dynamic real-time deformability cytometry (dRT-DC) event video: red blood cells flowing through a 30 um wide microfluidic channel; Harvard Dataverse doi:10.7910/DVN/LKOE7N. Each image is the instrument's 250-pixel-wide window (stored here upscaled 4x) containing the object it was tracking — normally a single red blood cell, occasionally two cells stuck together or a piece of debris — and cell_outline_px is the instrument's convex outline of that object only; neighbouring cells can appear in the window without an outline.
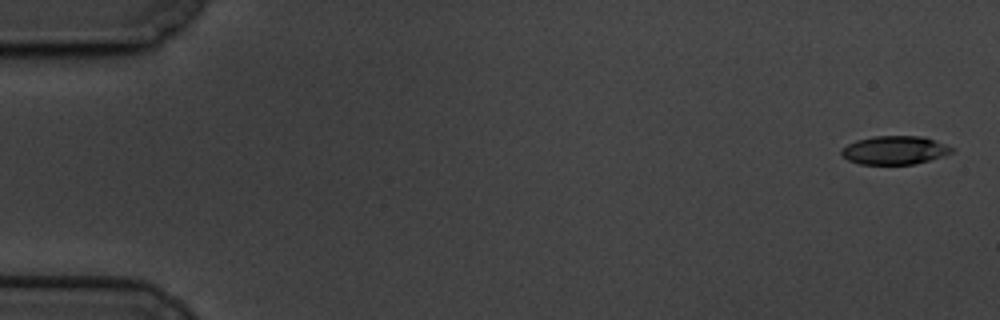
{"species": "common noctule bat (a hibernating species)", "species_latin": "Nyctalus noctula", "temperature_condition": "cold", "stored_images_in_passage": 55, "camera_frame_rate_fps": 3000, "um_per_image_px": 0.085, "animal": {"sex": "male", "body_mass_g": 19.5, "forearm_length_mm": 54.6}, "frame": {"image": 1, "passage_image": 1, "time_ms": 0.0, "image_size_px": [1000, 320], "cell_outline_px": [[956, 148], [952, 152], [944, 156], [912, 164], [860, 164], [848, 160], [840, 152], [840, 148], [856, 140], [872, 136], [924, 136]], "centroid_in_image_um": [76.05, 12.75], "position_along_channel_um": 9.0, "area_um2": 18.38}}
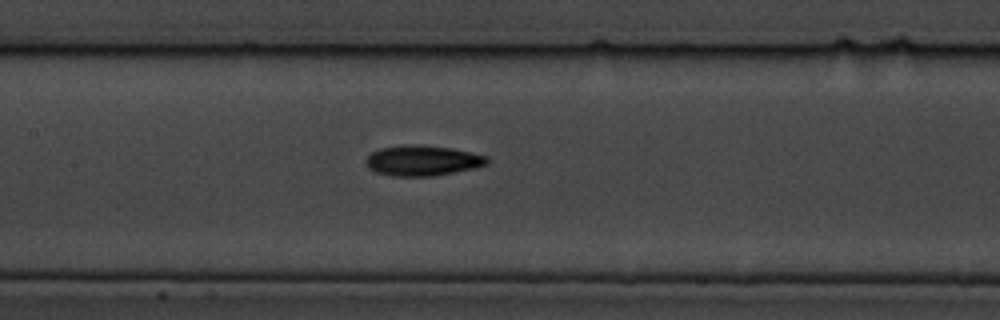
{"frame": {"image": 2, "passage_image": 28, "time_ms": 9.0, "image_size_px": [1000, 320], "cell_outline_px": [[488, 164], [476, 168], [432, 176], [392, 176], [376, 172], [368, 168], [364, 160], [372, 152], [380, 148], [452, 148], [472, 152], [488, 156]], "centroid_in_image_um": [35.96, 13.71], "position_along_channel_um": 171.4, "area_um2": 20.46}}
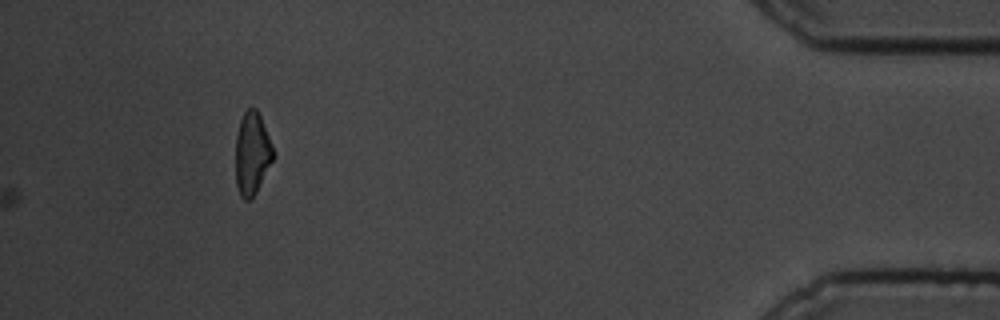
{"frame": {"image": 3, "passage_image": 55, "time_ms": 18.0, "image_size_px": [1000, 320], "cell_outline_px": [[276, 156], [252, 200], [244, 200], [240, 196], [236, 184], [236, 136], [240, 120], [244, 112], [248, 108], [256, 108], [260, 116]], "centroid_in_image_um": [21.43, 13.09], "position_along_channel_um": 413.8, "area_um2": 18.21}, "authors_computed_cell_mechanics": {"area_um2": 19.8254, "velocity_mm_per_s": 3.3558, "shape_relaxation_time_tau1_ms": 5.0452, "shape_relaxation_time_tau2_ms": 4.7864, "deformation_change_tau1": 0.1457, "deformation_change_tau2": 0.1245}}